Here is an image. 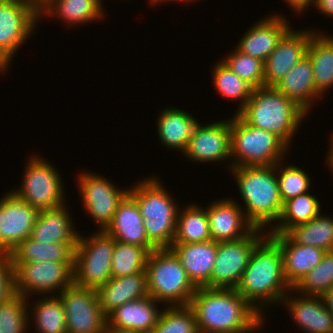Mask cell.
<instances>
[{"label":"cell","mask_w":333,"mask_h":333,"mask_svg":"<svg viewBox=\"0 0 333 333\" xmlns=\"http://www.w3.org/2000/svg\"><path fill=\"white\" fill-rule=\"evenodd\" d=\"M230 132V161L232 163L228 169L240 166L269 167L275 165L283 160L289 148L274 133L261 128H254L238 114H234V117L231 118Z\"/></svg>","instance_id":"52a82bcc"},{"label":"cell","mask_w":333,"mask_h":333,"mask_svg":"<svg viewBox=\"0 0 333 333\" xmlns=\"http://www.w3.org/2000/svg\"><path fill=\"white\" fill-rule=\"evenodd\" d=\"M181 210V211H180ZM211 234L207 212L196 203L178 210L176 233L173 244L210 241Z\"/></svg>","instance_id":"1f68e13d"},{"label":"cell","mask_w":333,"mask_h":333,"mask_svg":"<svg viewBox=\"0 0 333 333\" xmlns=\"http://www.w3.org/2000/svg\"><path fill=\"white\" fill-rule=\"evenodd\" d=\"M12 264L16 293L26 299L33 293L46 296L52 292L60 293L74 283V262L40 261L12 262Z\"/></svg>","instance_id":"8fae6325"},{"label":"cell","mask_w":333,"mask_h":333,"mask_svg":"<svg viewBox=\"0 0 333 333\" xmlns=\"http://www.w3.org/2000/svg\"><path fill=\"white\" fill-rule=\"evenodd\" d=\"M313 5L320 13L333 18V0H315Z\"/></svg>","instance_id":"ee69618b"},{"label":"cell","mask_w":333,"mask_h":333,"mask_svg":"<svg viewBox=\"0 0 333 333\" xmlns=\"http://www.w3.org/2000/svg\"><path fill=\"white\" fill-rule=\"evenodd\" d=\"M291 289L284 275L280 246L267 234L253 250L235 290L263 316L262 307L280 305L286 293L292 294Z\"/></svg>","instance_id":"7a4b0ae2"},{"label":"cell","mask_w":333,"mask_h":333,"mask_svg":"<svg viewBox=\"0 0 333 333\" xmlns=\"http://www.w3.org/2000/svg\"><path fill=\"white\" fill-rule=\"evenodd\" d=\"M151 296L129 301L107 315V328L150 333L156 326L162 310Z\"/></svg>","instance_id":"603a6c76"},{"label":"cell","mask_w":333,"mask_h":333,"mask_svg":"<svg viewBox=\"0 0 333 333\" xmlns=\"http://www.w3.org/2000/svg\"><path fill=\"white\" fill-rule=\"evenodd\" d=\"M294 243L333 251V218L321 213L307 223L293 226L285 233Z\"/></svg>","instance_id":"836d02e7"},{"label":"cell","mask_w":333,"mask_h":333,"mask_svg":"<svg viewBox=\"0 0 333 333\" xmlns=\"http://www.w3.org/2000/svg\"><path fill=\"white\" fill-rule=\"evenodd\" d=\"M332 136V138H330L331 140V145H330V150L328 151V154L326 153V155H327V157L328 158H326V162L328 163V165H329V168H330V170H331V172L333 173V134L331 135Z\"/></svg>","instance_id":"7dc6e473"},{"label":"cell","mask_w":333,"mask_h":333,"mask_svg":"<svg viewBox=\"0 0 333 333\" xmlns=\"http://www.w3.org/2000/svg\"><path fill=\"white\" fill-rule=\"evenodd\" d=\"M189 306L199 333H252L264 326L262 315L235 289L197 288Z\"/></svg>","instance_id":"6da1fadb"},{"label":"cell","mask_w":333,"mask_h":333,"mask_svg":"<svg viewBox=\"0 0 333 333\" xmlns=\"http://www.w3.org/2000/svg\"><path fill=\"white\" fill-rule=\"evenodd\" d=\"M333 287V251H326L321 262L291 289L303 295L323 296Z\"/></svg>","instance_id":"74e56055"},{"label":"cell","mask_w":333,"mask_h":333,"mask_svg":"<svg viewBox=\"0 0 333 333\" xmlns=\"http://www.w3.org/2000/svg\"><path fill=\"white\" fill-rule=\"evenodd\" d=\"M16 294L15 275L9 253H0V304Z\"/></svg>","instance_id":"7bdbcfd3"},{"label":"cell","mask_w":333,"mask_h":333,"mask_svg":"<svg viewBox=\"0 0 333 333\" xmlns=\"http://www.w3.org/2000/svg\"><path fill=\"white\" fill-rule=\"evenodd\" d=\"M321 211V205L314 195L306 192L287 200L283 204V210L278 223L269 231L264 229L268 234H285L293 226L307 223L314 217L318 216Z\"/></svg>","instance_id":"d6a6232c"},{"label":"cell","mask_w":333,"mask_h":333,"mask_svg":"<svg viewBox=\"0 0 333 333\" xmlns=\"http://www.w3.org/2000/svg\"><path fill=\"white\" fill-rule=\"evenodd\" d=\"M149 1V0H148ZM169 1H176V2H178L179 1V3H180V1L182 2V3H189V2H192V3H194V1H196V0H150L149 2H151V4H156V5H158V3L159 4H161V2L163 3H165V2H169Z\"/></svg>","instance_id":"c3c4849f"},{"label":"cell","mask_w":333,"mask_h":333,"mask_svg":"<svg viewBox=\"0 0 333 333\" xmlns=\"http://www.w3.org/2000/svg\"><path fill=\"white\" fill-rule=\"evenodd\" d=\"M135 184L128 194L139 207L148 240L157 249L170 248L174 243L179 205L157 177L148 176Z\"/></svg>","instance_id":"5b68a950"},{"label":"cell","mask_w":333,"mask_h":333,"mask_svg":"<svg viewBox=\"0 0 333 333\" xmlns=\"http://www.w3.org/2000/svg\"><path fill=\"white\" fill-rule=\"evenodd\" d=\"M150 333H199L195 312L189 305L165 307Z\"/></svg>","instance_id":"f35d334b"},{"label":"cell","mask_w":333,"mask_h":333,"mask_svg":"<svg viewBox=\"0 0 333 333\" xmlns=\"http://www.w3.org/2000/svg\"><path fill=\"white\" fill-rule=\"evenodd\" d=\"M58 295L64 306L67 333H106L107 316L96 290L73 283Z\"/></svg>","instance_id":"4fadbf2b"},{"label":"cell","mask_w":333,"mask_h":333,"mask_svg":"<svg viewBox=\"0 0 333 333\" xmlns=\"http://www.w3.org/2000/svg\"><path fill=\"white\" fill-rule=\"evenodd\" d=\"M39 18V9L30 1L0 0V73L7 72L18 48L34 33Z\"/></svg>","instance_id":"30bf717a"},{"label":"cell","mask_w":333,"mask_h":333,"mask_svg":"<svg viewBox=\"0 0 333 333\" xmlns=\"http://www.w3.org/2000/svg\"><path fill=\"white\" fill-rule=\"evenodd\" d=\"M292 29V30H291ZM315 31L290 28L264 61V86L275 87L303 57L307 55L311 35Z\"/></svg>","instance_id":"e0dca14e"},{"label":"cell","mask_w":333,"mask_h":333,"mask_svg":"<svg viewBox=\"0 0 333 333\" xmlns=\"http://www.w3.org/2000/svg\"><path fill=\"white\" fill-rule=\"evenodd\" d=\"M281 162L275 164L276 176L279 183V193L283 204L296 196L306 193L311 187L308 174L295 165L282 166ZM281 167V168H280ZM279 174V175H278Z\"/></svg>","instance_id":"b9f144b4"},{"label":"cell","mask_w":333,"mask_h":333,"mask_svg":"<svg viewBox=\"0 0 333 333\" xmlns=\"http://www.w3.org/2000/svg\"><path fill=\"white\" fill-rule=\"evenodd\" d=\"M32 2L38 9H40L48 0H27Z\"/></svg>","instance_id":"f907efd6"},{"label":"cell","mask_w":333,"mask_h":333,"mask_svg":"<svg viewBox=\"0 0 333 333\" xmlns=\"http://www.w3.org/2000/svg\"><path fill=\"white\" fill-rule=\"evenodd\" d=\"M105 231L115 241L144 247L149 253L157 249L148 240L139 207L129 194L119 203L117 211Z\"/></svg>","instance_id":"44dd1931"},{"label":"cell","mask_w":333,"mask_h":333,"mask_svg":"<svg viewBox=\"0 0 333 333\" xmlns=\"http://www.w3.org/2000/svg\"><path fill=\"white\" fill-rule=\"evenodd\" d=\"M38 212L13 192L0 199V253H10L31 235Z\"/></svg>","instance_id":"9a60e30c"},{"label":"cell","mask_w":333,"mask_h":333,"mask_svg":"<svg viewBox=\"0 0 333 333\" xmlns=\"http://www.w3.org/2000/svg\"><path fill=\"white\" fill-rule=\"evenodd\" d=\"M311 60L315 89L321 95L333 89V36L316 31L307 49Z\"/></svg>","instance_id":"f546056e"},{"label":"cell","mask_w":333,"mask_h":333,"mask_svg":"<svg viewBox=\"0 0 333 333\" xmlns=\"http://www.w3.org/2000/svg\"><path fill=\"white\" fill-rule=\"evenodd\" d=\"M56 296V297H55ZM38 301V302H37ZM32 309L36 331L39 333H67L66 315L58 295L43 296Z\"/></svg>","instance_id":"e575fe53"},{"label":"cell","mask_w":333,"mask_h":333,"mask_svg":"<svg viewBox=\"0 0 333 333\" xmlns=\"http://www.w3.org/2000/svg\"><path fill=\"white\" fill-rule=\"evenodd\" d=\"M207 218L211 239L226 242L248 236L255 227L249 222L242 206L234 199L216 200L208 205Z\"/></svg>","instance_id":"ac0fdd59"},{"label":"cell","mask_w":333,"mask_h":333,"mask_svg":"<svg viewBox=\"0 0 333 333\" xmlns=\"http://www.w3.org/2000/svg\"><path fill=\"white\" fill-rule=\"evenodd\" d=\"M232 175L244 202V213L257 229L279 221L283 202L279 193V183L275 165L269 167H231Z\"/></svg>","instance_id":"3957f363"},{"label":"cell","mask_w":333,"mask_h":333,"mask_svg":"<svg viewBox=\"0 0 333 333\" xmlns=\"http://www.w3.org/2000/svg\"><path fill=\"white\" fill-rule=\"evenodd\" d=\"M275 88L294 101L306 113L309 112L314 101L322 96L315 89L313 68L308 55L290 69Z\"/></svg>","instance_id":"4316f807"},{"label":"cell","mask_w":333,"mask_h":333,"mask_svg":"<svg viewBox=\"0 0 333 333\" xmlns=\"http://www.w3.org/2000/svg\"><path fill=\"white\" fill-rule=\"evenodd\" d=\"M160 113L157 119V133L161 145L178 149L177 151L180 150L183 154L199 122L191 113H186L177 107L165 108Z\"/></svg>","instance_id":"83f0119b"},{"label":"cell","mask_w":333,"mask_h":333,"mask_svg":"<svg viewBox=\"0 0 333 333\" xmlns=\"http://www.w3.org/2000/svg\"><path fill=\"white\" fill-rule=\"evenodd\" d=\"M212 80L218 93L226 98L240 100L236 114H238L248 102L253 87L245 80L239 78L229 67L223 62L218 61L212 71Z\"/></svg>","instance_id":"8d00e7d4"},{"label":"cell","mask_w":333,"mask_h":333,"mask_svg":"<svg viewBox=\"0 0 333 333\" xmlns=\"http://www.w3.org/2000/svg\"><path fill=\"white\" fill-rule=\"evenodd\" d=\"M298 295L292 298L287 293L280 304L286 305L299 328L306 333H333V315L323 296Z\"/></svg>","instance_id":"ffe728a7"},{"label":"cell","mask_w":333,"mask_h":333,"mask_svg":"<svg viewBox=\"0 0 333 333\" xmlns=\"http://www.w3.org/2000/svg\"><path fill=\"white\" fill-rule=\"evenodd\" d=\"M231 118L210 124H198L189 139L184 155L194 162L231 159Z\"/></svg>","instance_id":"2e32d148"},{"label":"cell","mask_w":333,"mask_h":333,"mask_svg":"<svg viewBox=\"0 0 333 333\" xmlns=\"http://www.w3.org/2000/svg\"><path fill=\"white\" fill-rule=\"evenodd\" d=\"M66 207L39 211L30 237L44 244L77 243L79 233L74 230L73 219Z\"/></svg>","instance_id":"484cf974"},{"label":"cell","mask_w":333,"mask_h":333,"mask_svg":"<svg viewBox=\"0 0 333 333\" xmlns=\"http://www.w3.org/2000/svg\"><path fill=\"white\" fill-rule=\"evenodd\" d=\"M22 186L13 193L38 211L66 205L59 171L47 160L32 155L23 174Z\"/></svg>","instance_id":"9c48e42d"},{"label":"cell","mask_w":333,"mask_h":333,"mask_svg":"<svg viewBox=\"0 0 333 333\" xmlns=\"http://www.w3.org/2000/svg\"><path fill=\"white\" fill-rule=\"evenodd\" d=\"M77 243H42L30 236L9 254L12 262H74Z\"/></svg>","instance_id":"4dcf8cb0"},{"label":"cell","mask_w":333,"mask_h":333,"mask_svg":"<svg viewBox=\"0 0 333 333\" xmlns=\"http://www.w3.org/2000/svg\"><path fill=\"white\" fill-rule=\"evenodd\" d=\"M170 249L179 258L192 283L197 288L205 287L211 278L218 242L172 244Z\"/></svg>","instance_id":"cb8c5ba5"},{"label":"cell","mask_w":333,"mask_h":333,"mask_svg":"<svg viewBox=\"0 0 333 333\" xmlns=\"http://www.w3.org/2000/svg\"><path fill=\"white\" fill-rule=\"evenodd\" d=\"M239 78L253 88L264 86V62L235 48L222 60Z\"/></svg>","instance_id":"60d3db41"},{"label":"cell","mask_w":333,"mask_h":333,"mask_svg":"<svg viewBox=\"0 0 333 333\" xmlns=\"http://www.w3.org/2000/svg\"><path fill=\"white\" fill-rule=\"evenodd\" d=\"M238 115L254 128L274 133L288 147L307 113L275 87L253 88Z\"/></svg>","instance_id":"277c9868"},{"label":"cell","mask_w":333,"mask_h":333,"mask_svg":"<svg viewBox=\"0 0 333 333\" xmlns=\"http://www.w3.org/2000/svg\"><path fill=\"white\" fill-rule=\"evenodd\" d=\"M115 240L105 230L91 237L79 234L74 252V284L97 290L111 276V263Z\"/></svg>","instance_id":"ba28073f"},{"label":"cell","mask_w":333,"mask_h":333,"mask_svg":"<svg viewBox=\"0 0 333 333\" xmlns=\"http://www.w3.org/2000/svg\"><path fill=\"white\" fill-rule=\"evenodd\" d=\"M280 246L283 270L288 284L294 288L322 260L325 250L294 243L286 234H269Z\"/></svg>","instance_id":"7402d4cb"},{"label":"cell","mask_w":333,"mask_h":333,"mask_svg":"<svg viewBox=\"0 0 333 333\" xmlns=\"http://www.w3.org/2000/svg\"><path fill=\"white\" fill-rule=\"evenodd\" d=\"M324 301L326 303V306L328 310L332 313L333 315V287L323 295Z\"/></svg>","instance_id":"bcb514c9"},{"label":"cell","mask_w":333,"mask_h":333,"mask_svg":"<svg viewBox=\"0 0 333 333\" xmlns=\"http://www.w3.org/2000/svg\"><path fill=\"white\" fill-rule=\"evenodd\" d=\"M102 0H48L40 9L39 17L46 16L75 26L104 18Z\"/></svg>","instance_id":"f1b7e54d"},{"label":"cell","mask_w":333,"mask_h":333,"mask_svg":"<svg viewBox=\"0 0 333 333\" xmlns=\"http://www.w3.org/2000/svg\"><path fill=\"white\" fill-rule=\"evenodd\" d=\"M148 295L168 306H186L197 287L170 248L155 249L146 263ZM169 304V305H168Z\"/></svg>","instance_id":"8992f818"},{"label":"cell","mask_w":333,"mask_h":333,"mask_svg":"<svg viewBox=\"0 0 333 333\" xmlns=\"http://www.w3.org/2000/svg\"><path fill=\"white\" fill-rule=\"evenodd\" d=\"M285 3L287 2L291 8H293L299 13L302 14V12L309 8L310 5L314 4L315 0H284ZM301 12V13H300Z\"/></svg>","instance_id":"f6af8a7d"},{"label":"cell","mask_w":333,"mask_h":333,"mask_svg":"<svg viewBox=\"0 0 333 333\" xmlns=\"http://www.w3.org/2000/svg\"><path fill=\"white\" fill-rule=\"evenodd\" d=\"M27 301L29 302L28 299L16 293L0 304V333L26 332L30 323L28 313L30 305Z\"/></svg>","instance_id":"ab89813d"},{"label":"cell","mask_w":333,"mask_h":333,"mask_svg":"<svg viewBox=\"0 0 333 333\" xmlns=\"http://www.w3.org/2000/svg\"><path fill=\"white\" fill-rule=\"evenodd\" d=\"M96 292L102 312L107 316L126 302L148 296L147 274L140 272L130 276L111 277Z\"/></svg>","instance_id":"d4e9b609"},{"label":"cell","mask_w":333,"mask_h":333,"mask_svg":"<svg viewBox=\"0 0 333 333\" xmlns=\"http://www.w3.org/2000/svg\"><path fill=\"white\" fill-rule=\"evenodd\" d=\"M106 333H141V332L124 330V329H116V328H107Z\"/></svg>","instance_id":"681fc988"},{"label":"cell","mask_w":333,"mask_h":333,"mask_svg":"<svg viewBox=\"0 0 333 333\" xmlns=\"http://www.w3.org/2000/svg\"><path fill=\"white\" fill-rule=\"evenodd\" d=\"M282 15H269L250 27L242 36L236 49L262 60L263 62L276 48L282 36L292 28Z\"/></svg>","instance_id":"d6986e66"},{"label":"cell","mask_w":333,"mask_h":333,"mask_svg":"<svg viewBox=\"0 0 333 333\" xmlns=\"http://www.w3.org/2000/svg\"><path fill=\"white\" fill-rule=\"evenodd\" d=\"M82 172V173H81ZM77 179L85 211L105 230L111 223L119 203L128 194V189L120 190L111 181L96 173L81 171Z\"/></svg>","instance_id":"5bb4252c"},{"label":"cell","mask_w":333,"mask_h":333,"mask_svg":"<svg viewBox=\"0 0 333 333\" xmlns=\"http://www.w3.org/2000/svg\"><path fill=\"white\" fill-rule=\"evenodd\" d=\"M262 231L255 228L248 236L219 242L211 278L205 287L236 289L253 250L268 234L264 235Z\"/></svg>","instance_id":"7c38bea8"},{"label":"cell","mask_w":333,"mask_h":333,"mask_svg":"<svg viewBox=\"0 0 333 333\" xmlns=\"http://www.w3.org/2000/svg\"><path fill=\"white\" fill-rule=\"evenodd\" d=\"M149 252L141 246L115 241L111 276L123 277L146 272Z\"/></svg>","instance_id":"d590c367"}]
</instances>
